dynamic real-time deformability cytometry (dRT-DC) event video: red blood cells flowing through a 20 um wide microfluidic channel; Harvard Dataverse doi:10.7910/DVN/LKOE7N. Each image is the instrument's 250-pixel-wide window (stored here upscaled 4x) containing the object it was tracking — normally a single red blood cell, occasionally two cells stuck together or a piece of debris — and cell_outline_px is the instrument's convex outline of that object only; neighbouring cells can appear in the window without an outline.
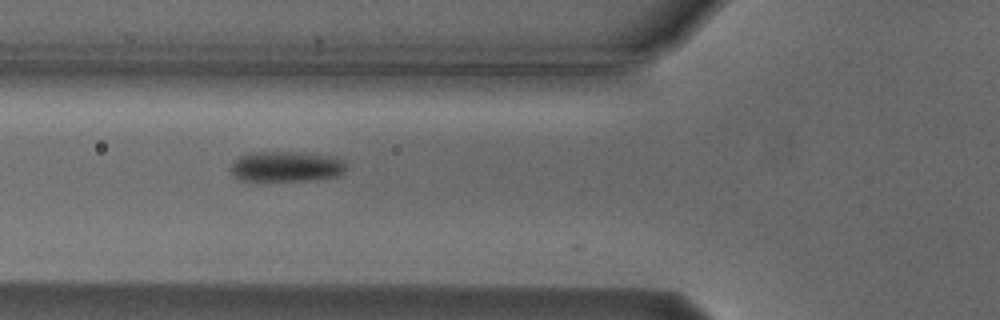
{"species": "Egyptian fruit bat (a non-hibernating species)", "species_latin": "Rousettus aegyptiacus", "temperature_condition": "cold", "stored_images_in_passage": 4, "camera_frame_rate_fps": 3000, "um_per_image_px": 0.085, "animal": {"sex": "male"}, "frame": {"image": 1, "passage_image": 3, "time_ms": 0.667, "image_size_px": [1000, 320], "cell_outline_px": [[344, 168], [336, 176], [308, 180], [240, 180], [232, 172], [232, 164], [240, 156], [248, 152], [296, 152], [332, 156], [344, 160]], "centroid_in_image_um": [24.3, 14.14], "position_along_channel_um": 101.5, "area_um2": 19.94}}